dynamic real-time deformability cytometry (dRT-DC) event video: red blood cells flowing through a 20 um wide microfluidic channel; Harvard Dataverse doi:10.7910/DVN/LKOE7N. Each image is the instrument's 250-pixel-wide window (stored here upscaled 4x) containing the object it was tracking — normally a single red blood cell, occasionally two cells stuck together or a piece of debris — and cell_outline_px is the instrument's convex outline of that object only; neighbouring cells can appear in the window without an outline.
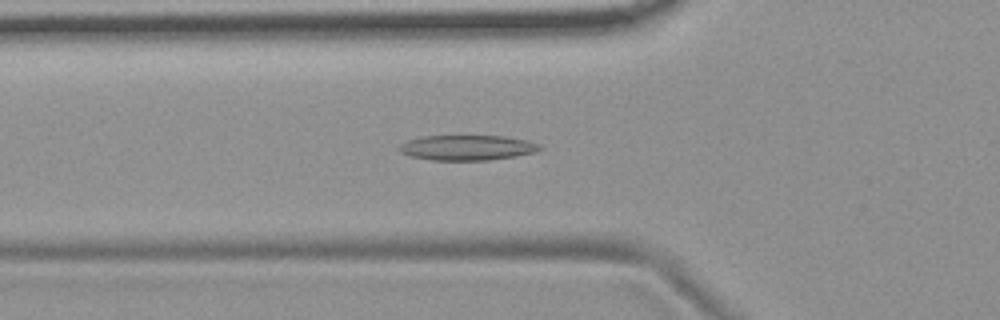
{"species": "common noctule bat (a hibernating species)", "species_latin": "Nyctalus noctula", "temperature_condition": "room temperature", "stored_images_in_passage": 42, "camera_frame_rate_fps": 3000, "um_per_image_px": 0.085, "animal": {"sex": "female", "body_mass_g": 19.9}, "frame": {"image": 1, "passage_image": 7, "time_ms": 2.0, "image_size_px": [1000, 320], "cell_outline_px": [[544, 148], [536, 152], [516, 156], [488, 160], [432, 160], [412, 156], [400, 152], [400, 144], [408, 140], [424, 136], [504, 136], [528, 140], [540, 144]], "centroid_in_image_um": [39.78, 12.55], "position_along_channel_um": 86.0, "area_um2": 20.58}}
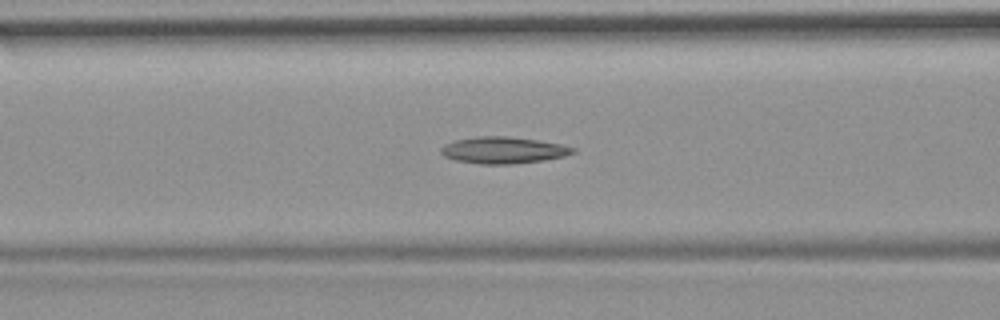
{"frame": {"image": 2, "passage_image": 10, "time_ms": 3.0, "image_size_px": [1000, 320], "cell_outline_px": [[576, 152], [564, 156], [540, 160], [512, 164], [480, 164], [456, 160], [444, 156], [440, 152], [440, 148], [444, 144], [456, 140], [476, 136], [508, 136], [536, 140], [560, 144], [576, 148]], "centroid_in_image_um": [42.75, 12.76], "position_along_channel_um": 123.9, "area_um2": 20.35}}
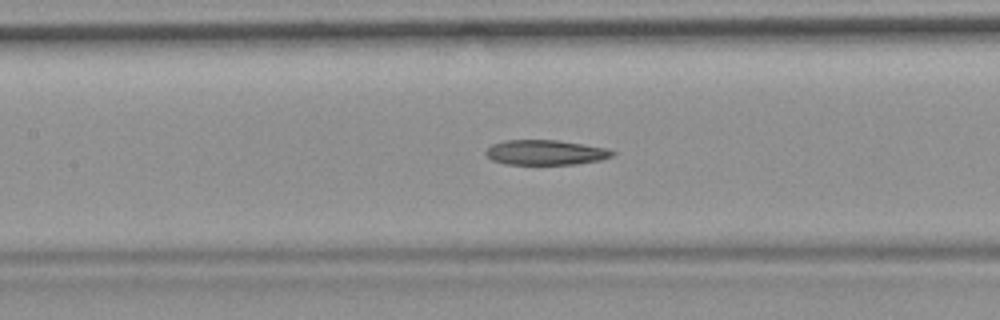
{"frame": {"image": 3, "passage_image": 13, "time_ms": 4.0, "image_size_px": [1000, 320], "cell_outline_px": [[616, 152], [612, 156], [600, 160], [576, 164], [504, 164], [492, 160], [484, 152], [492, 144], [504, 140], [556, 140], [608, 148]], "centroid_in_image_um": [46.37, 12.96], "position_along_channel_um": 161.0, "area_um2": 18.38}, "authors_computed_cell_mechanics": {"area_um2": 19.3919, "velocity_mm_per_s": 3.7226, "shape_relaxation_time_tau1_ms": null, "shape_relaxation_time_tau2_ms": 5.3847, "deformation_change_tau1": null, "deformation_change_tau2": 0.1473}}